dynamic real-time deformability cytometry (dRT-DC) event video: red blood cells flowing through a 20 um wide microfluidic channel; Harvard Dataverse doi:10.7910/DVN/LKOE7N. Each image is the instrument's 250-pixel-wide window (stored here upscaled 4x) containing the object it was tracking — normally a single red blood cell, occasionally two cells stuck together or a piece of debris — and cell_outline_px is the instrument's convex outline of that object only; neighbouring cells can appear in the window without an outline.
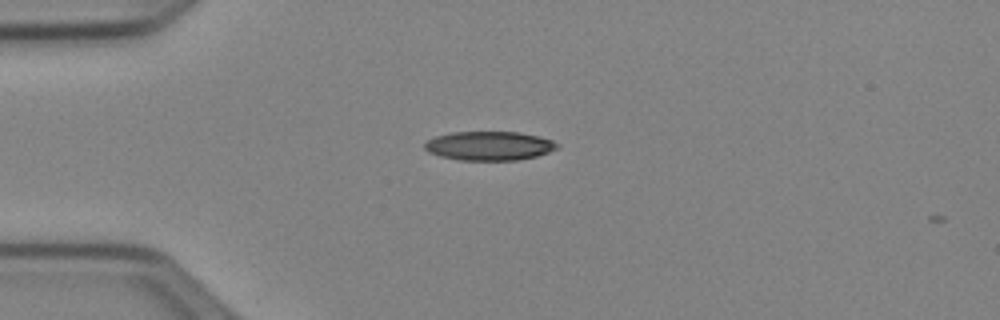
{"species": "Egyptian fruit bat (a non-hibernating species)", "species_latin": "Rousettus aegyptiacus", "temperature_condition": "cold", "stored_images_in_passage": 2, "camera_frame_rate_fps": 3000, "um_per_image_px": 0.085, "animal": {"sex": "female"}, "frame": {"image": 1, "passage_image": 1, "time_ms": 0.0, "image_size_px": [1000, 320], "cell_outline_px": [[556, 148], [548, 152], [536, 156], [516, 160], [460, 160], [440, 156], [428, 152], [424, 148], [424, 144], [428, 140], [436, 136], [452, 132], [520, 132], [552, 140], [556, 144]], "centroid_in_image_um": [41.53, 12.39], "position_along_channel_um": 43.5, "area_um2": 22.14}}